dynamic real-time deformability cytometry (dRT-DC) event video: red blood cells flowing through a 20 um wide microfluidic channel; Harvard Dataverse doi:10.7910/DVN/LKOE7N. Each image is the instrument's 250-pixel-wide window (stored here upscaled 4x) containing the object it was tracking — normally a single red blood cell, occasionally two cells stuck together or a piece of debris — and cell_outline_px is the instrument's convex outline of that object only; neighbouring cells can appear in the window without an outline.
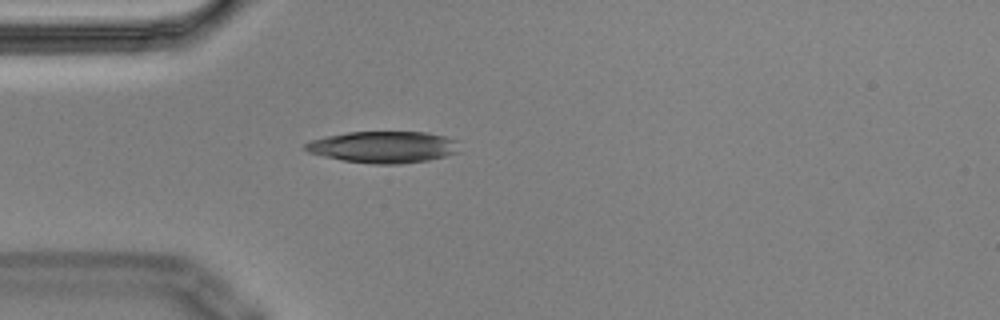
{"species": "Egyptian fruit bat (a non-hibernating species)", "species_latin": "Rousettus aegyptiacus", "temperature_condition": "cold", "stored_images_in_passage": 4, "camera_frame_rate_fps": 3000, "um_per_image_px": 0.085, "animal": {"sex": "male"}, "frame": {"image": 1, "passage_image": 4, "time_ms": 1.0, "image_size_px": [1000, 320], "cell_outline_px": [[456, 152], [444, 156], [428, 160], [400, 164], [372, 164], [344, 160], [324, 156], [308, 152], [304, 148], [304, 144], [312, 140], [324, 136], [348, 132], [424, 132], [444, 136], [456, 140]], "centroid_in_image_um": [32.54, 12.49], "position_along_channel_um": 52.5, "area_um2": 28.09}}